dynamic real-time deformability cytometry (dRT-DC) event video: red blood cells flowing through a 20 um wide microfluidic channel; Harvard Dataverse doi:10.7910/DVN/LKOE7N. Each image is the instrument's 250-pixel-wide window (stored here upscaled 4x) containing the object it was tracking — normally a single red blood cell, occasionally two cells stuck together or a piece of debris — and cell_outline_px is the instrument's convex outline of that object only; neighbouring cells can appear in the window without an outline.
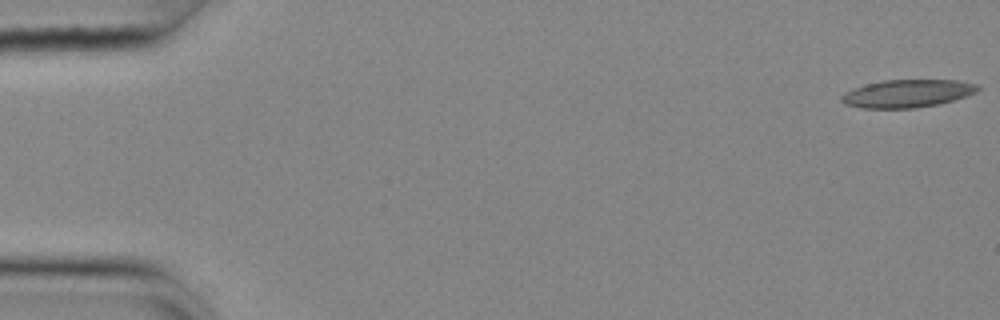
{"species": "common noctule bat (a hibernating species)", "species_latin": "Nyctalus noctula", "temperature_condition": "cold", "stored_images_in_passage": 55, "camera_frame_rate_fps": 3000, "um_per_image_px": 0.085, "animal": {"sex": "female", "body_mass_g": 25.1}, "frame": {"image": 1, "passage_image": 1, "time_ms": 0.0, "image_size_px": [1000, 320], "cell_outline_px": [[980, 88], [976, 92], [952, 100], [936, 104], [916, 108], [864, 108], [844, 104], [840, 100], [840, 96], [856, 88], [868, 84], [884, 80], [956, 80], [976, 84]], "centroid_in_image_um": [77.12, 7.95], "position_along_channel_um": 7.9, "area_um2": 21.68}}
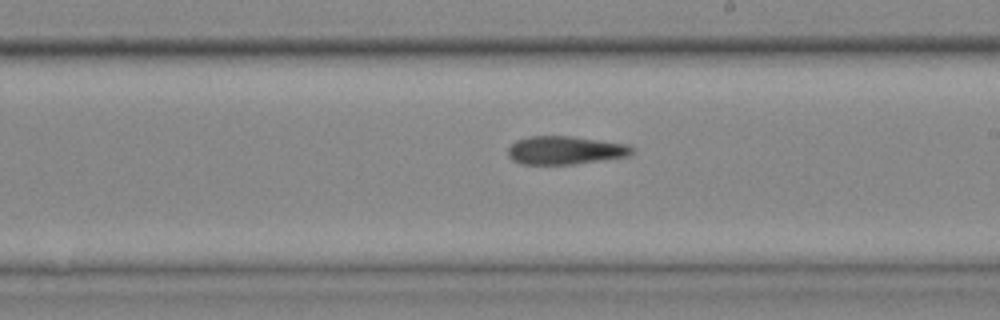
{"frame": {"image": 2, "passage_image": 32, "time_ms": 10.333, "image_size_px": [1000, 320], "cell_outline_px": [[632, 152], [628, 156], [572, 164], [520, 164], [512, 160], [508, 156], [508, 148], [516, 140], [532, 136], [572, 136], [628, 144], [632, 148]], "centroid_in_image_um": [48.0, 12.77], "position_along_channel_um": 241.0, "area_um2": 20.29}}
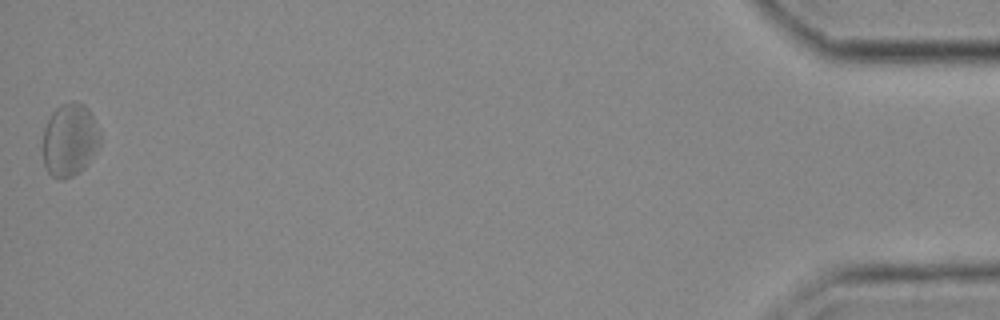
{"frame": {"image": 3, "passage_image": 55, "time_ms": 18.0, "image_size_px": [1000, 320], "cell_outline_px": [[100, 144], [84, 168], [80, 172], [64, 180], [60, 180], [52, 176], [48, 172], [44, 164], [44, 128], [52, 112], [60, 104], [72, 100], [84, 104], [88, 108], [100, 132]], "centroid_in_image_um": [5.93, 11.88], "position_along_channel_um": 429.3, "area_um2": 24.33}}